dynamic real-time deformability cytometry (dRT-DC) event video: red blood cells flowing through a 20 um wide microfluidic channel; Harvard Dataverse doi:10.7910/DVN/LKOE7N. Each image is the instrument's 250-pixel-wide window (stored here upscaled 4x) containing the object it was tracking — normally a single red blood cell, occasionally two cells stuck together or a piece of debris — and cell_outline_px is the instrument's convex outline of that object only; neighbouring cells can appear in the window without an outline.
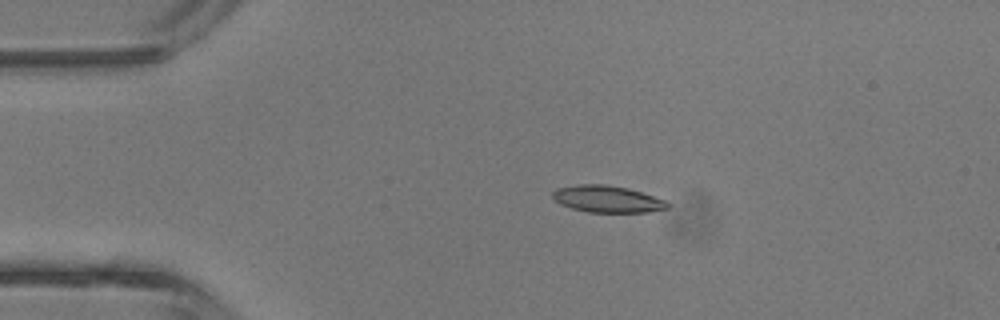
{"species": "common noctule bat (a hibernating species)", "species_latin": "Nyctalus noctula", "temperature_condition": "room temperature", "stored_images_in_passage": 3, "camera_frame_rate_fps": 3000, "um_per_image_px": 0.085, "animal": {"sex": "male", "body_mass_g": 13.3}, "frame": {"image": 1, "passage_image": 2, "time_ms": 1.333, "image_size_px": [1000, 320], "cell_outline_px": [[668, 208], [648, 212], [588, 212], [572, 208], [560, 204], [552, 200], [552, 192], [556, 188], [580, 184], [604, 184], [628, 188], [664, 200], [668, 204]], "centroid_in_image_um": [51.55, 16.91], "position_along_channel_um": 33.4, "area_um2": 17.86}}